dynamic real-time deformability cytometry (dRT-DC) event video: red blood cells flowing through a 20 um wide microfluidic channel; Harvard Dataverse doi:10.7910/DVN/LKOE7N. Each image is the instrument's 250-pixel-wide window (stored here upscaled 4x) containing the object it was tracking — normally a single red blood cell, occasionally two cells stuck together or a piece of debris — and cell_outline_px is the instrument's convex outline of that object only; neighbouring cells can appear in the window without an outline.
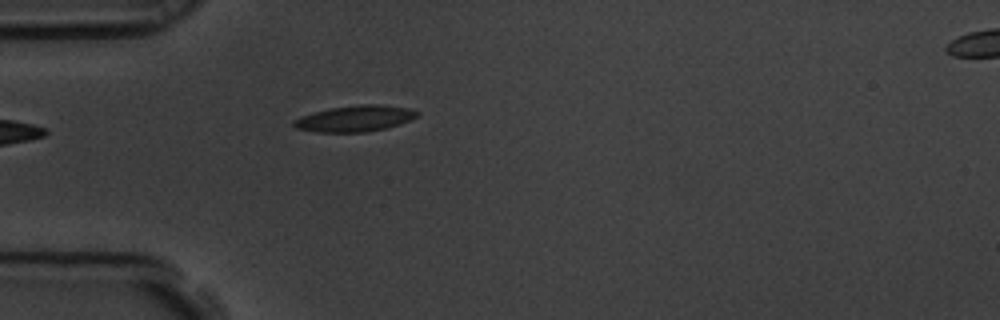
{"species": "common noctule bat (a hibernating species)", "species_latin": "Nyctalus noctula", "temperature_condition": "room temperature", "stored_images_in_passage": 3, "camera_frame_rate_fps": 3000, "um_per_image_px": 0.085, "animal": {"sex": "male", "body_mass_g": 19.5, "forearm_length_mm": 54.6}, "frame": {"image": 1, "passage_image": 3, "time_ms": 0.667, "image_size_px": [1000, 320], "cell_outline_px": [[420, 112], [416, 116], [400, 124], [384, 128], [364, 132], [316, 132], [296, 128], [292, 124], [292, 120], [300, 116], [332, 108], [360, 104], [380, 104], [408, 108]], "centroid_in_image_um": [30.14, 10.07], "position_along_channel_um": 54.9, "area_um2": 18.55}}